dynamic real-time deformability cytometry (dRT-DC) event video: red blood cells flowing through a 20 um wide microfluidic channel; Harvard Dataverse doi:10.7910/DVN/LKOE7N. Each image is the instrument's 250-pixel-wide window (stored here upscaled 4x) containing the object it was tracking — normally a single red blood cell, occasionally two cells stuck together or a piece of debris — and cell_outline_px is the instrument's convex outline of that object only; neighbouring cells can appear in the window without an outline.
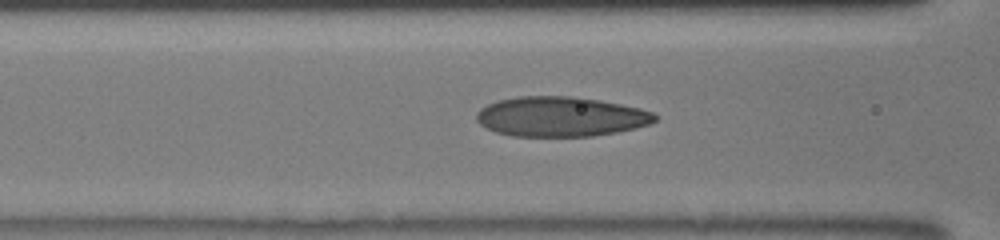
{"species": "human", "species_latin": "Homo sapiens", "temperature_condition": "room temperature", "stored_images_in_passage": 46, "camera_frame_rate_fps": 3000, "um_per_image_px": 0.085, "donor": {"sex": "male"}, "frame": {"image": 1, "passage_image": 23, "time_ms": 7.333, "image_size_px": [1000, 240], "cell_outline_px": [[656, 120], [648, 124], [636, 128], [616, 132], [592, 136], [512, 136], [496, 132], [480, 124], [476, 120], [476, 112], [480, 108], [496, 100], [520, 96], [572, 96], [600, 100], [640, 108], [652, 112], [656, 116]], "centroid_in_image_um": [47.63, 9.91], "position_along_channel_um": 119.0, "area_um2": 41.44}}
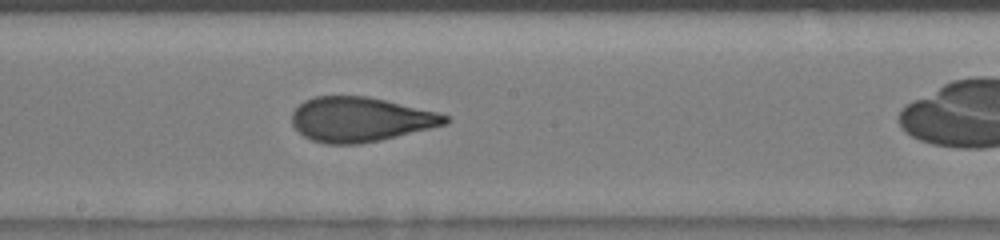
{"frame": {"image": 2, "passage_image": 30, "time_ms": 9.667, "image_size_px": [1000, 240], "cell_outline_px": [[452, 120], [448, 124], [380, 140], [360, 144], [324, 144], [312, 140], [304, 136], [292, 124], [292, 112], [304, 100], [316, 96], [368, 96], [436, 112], [448, 116]], "centroid_in_image_um": [30.63, 10.15], "position_along_channel_um": 217.6, "area_um2": 39.77}}
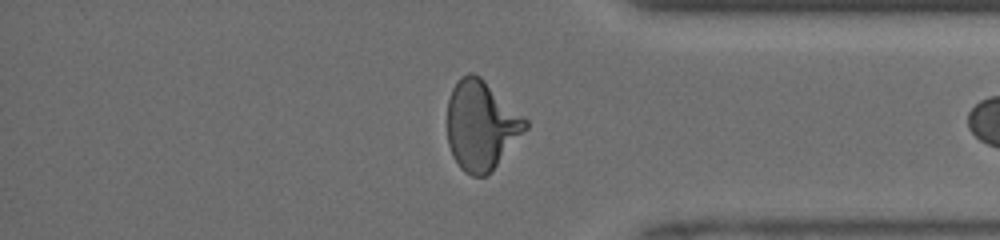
{"frame": {"image": 3, "passage_image": 43, "time_ms": 14.0, "image_size_px": [1000, 240], "cell_outline_px": [[528, 128], [496, 164], [484, 176], [472, 176], [464, 172], [460, 168], [452, 156], [448, 144], [448, 100], [452, 88], [460, 76], [468, 72], [472, 72], [480, 76], [524, 116], [528, 120]], "centroid_in_image_um": [40.88, 10.62], "position_along_channel_um": 394.3, "area_um2": 40.4}}